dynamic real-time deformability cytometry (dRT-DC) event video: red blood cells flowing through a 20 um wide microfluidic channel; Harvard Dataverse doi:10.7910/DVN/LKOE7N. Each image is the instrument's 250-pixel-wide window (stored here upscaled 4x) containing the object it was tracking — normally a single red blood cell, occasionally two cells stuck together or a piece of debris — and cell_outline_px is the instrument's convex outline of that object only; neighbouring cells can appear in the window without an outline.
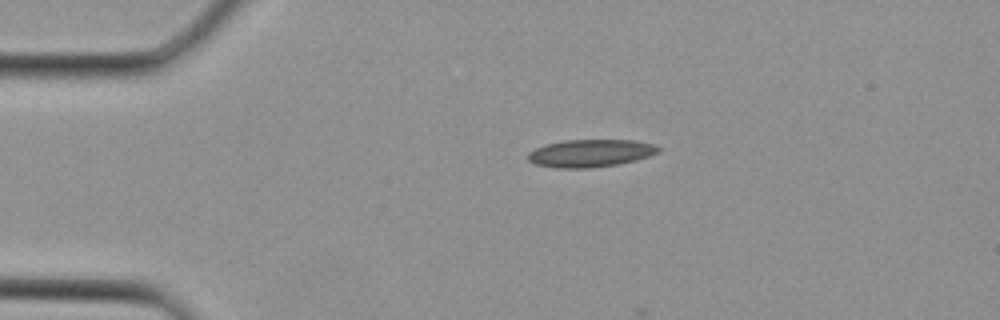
{"species": "Egyptian fruit bat (a non-hibernating species)", "species_latin": "Rousettus aegyptiacus", "temperature_condition": "cold", "stored_images_in_passage": 4, "camera_frame_rate_fps": 3000, "um_per_image_px": 0.085, "animal": {"sex": "female"}, "frame": {"image": 1, "passage_image": 4, "time_ms": 1.0, "image_size_px": [1000, 320], "cell_outline_px": [[660, 152], [636, 160], [620, 164], [588, 168], [556, 168], [536, 164], [528, 160], [528, 152], [544, 144], [564, 140], [632, 140], [656, 144], [660, 148]], "centroid_in_image_um": [50.2, 13.02], "position_along_channel_um": 34.8, "area_um2": 21.1}}